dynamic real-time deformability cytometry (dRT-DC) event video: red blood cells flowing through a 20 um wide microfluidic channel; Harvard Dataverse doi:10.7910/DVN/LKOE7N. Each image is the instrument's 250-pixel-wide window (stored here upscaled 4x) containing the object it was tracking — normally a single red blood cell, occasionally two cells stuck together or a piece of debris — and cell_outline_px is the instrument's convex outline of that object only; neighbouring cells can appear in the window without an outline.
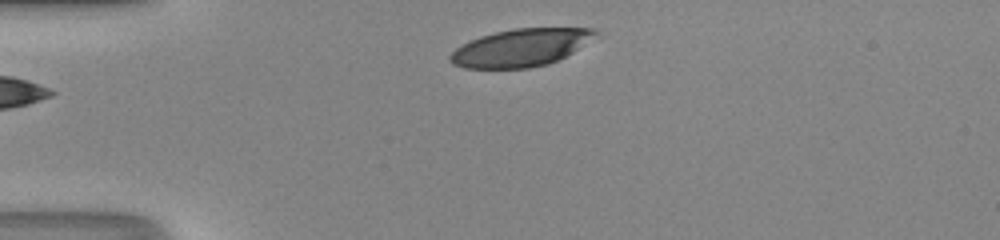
{"species": "human", "species_latin": "Homo sapiens", "temperature_condition": "room temperature", "stored_images_in_passage": 29, "camera_frame_rate_fps": 3000, "um_per_image_px": 0.085, "donor": {"sex": "male"}, "frame": {"image": 1, "passage_image": 1, "time_ms": 0.0, "image_size_px": [1000, 240], "cell_outline_px": [[604, 36], [548, 64], [528, 68], [464, 68], [452, 64], [448, 60], [448, 56], [456, 48], [480, 36], [496, 32], [516, 28], [596, 28]], "centroid_in_image_um": [44.36, 4.04], "position_along_channel_um": 40.6, "area_um2": 32.14}}
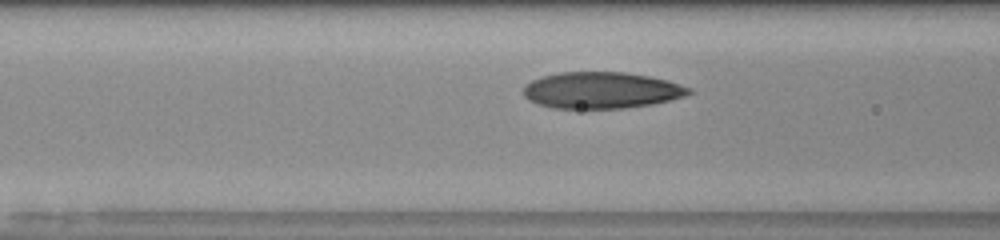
{"frame": {"image": 2, "passage_image": 9, "time_ms": 2.667, "image_size_px": [1000, 240], "cell_outline_px": [[692, 92], [684, 96], [652, 104], [624, 108], [552, 108], [536, 104], [528, 100], [524, 96], [524, 84], [532, 80], [544, 76], [560, 72], [624, 72], [648, 76], [668, 80], [692, 88]], "centroid_in_image_um": [51.1, 7.67], "position_along_channel_um": 115.5, "area_um2": 35.14}}
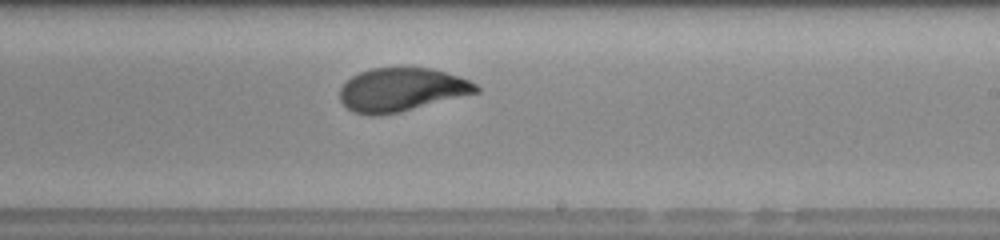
{"frame": {"image": 3, "passage_image": 19, "time_ms": 6.0, "image_size_px": [1000, 240], "cell_outline_px": [[480, 92], [400, 112], [376, 116], [368, 116], [352, 112], [340, 100], [340, 88], [352, 76], [360, 72], [372, 68], [432, 68], [468, 80], [476, 84], [480, 88]], "centroid_in_image_um": [34.12, 7.64], "position_along_channel_um": 254.9, "area_um2": 34.39}, "authors_computed_cell_mechanics": {"area_um2": 35.3158, "velocity_mm_per_s": 4.1936, "shape_relaxation_time_tau1_ms": 5.5134, "shape_relaxation_time_tau2_ms": 0.7021, "deformation_change_tau1": 0.2265, "deformation_change_tau2": 0.0553}}